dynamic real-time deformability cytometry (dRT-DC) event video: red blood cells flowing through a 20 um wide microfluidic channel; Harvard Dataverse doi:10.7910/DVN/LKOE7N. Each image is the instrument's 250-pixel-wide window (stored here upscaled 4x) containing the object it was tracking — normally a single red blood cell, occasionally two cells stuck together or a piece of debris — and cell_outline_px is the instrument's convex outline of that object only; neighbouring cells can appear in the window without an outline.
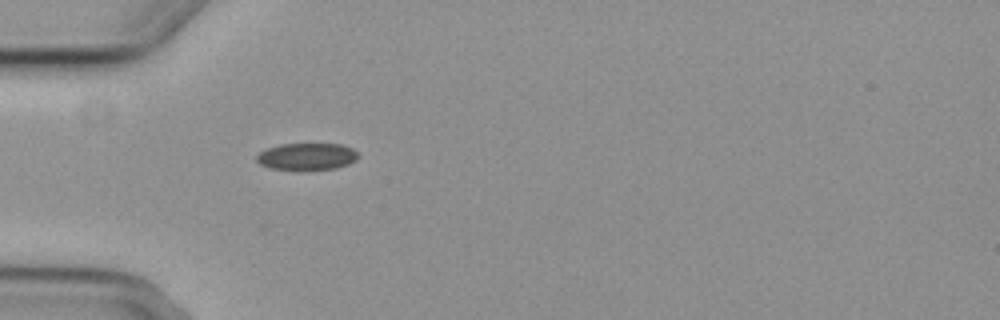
{"species": "common noctule bat (a hibernating species)", "species_latin": "Nyctalus noctula", "temperature_condition": "cold", "stored_images_in_passage": 1, "camera_frame_rate_fps": 3000, "um_per_image_px": 0.085, "animal": {"sex": "female", "body_mass_g": 29.2, "forearm_length_mm": 56.3}, "frame": {"image": 1, "passage_image": 1, "time_ms": 0.0, "image_size_px": [1000, 320], "cell_outline_px": [[360, 156], [356, 160], [348, 164], [336, 168], [272, 168], [260, 164], [256, 160], [256, 156], [260, 152], [268, 148], [280, 144], [340, 144], [352, 148]], "centroid_in_image_um": [26.11, 13.27], "position_along_channel_um": 58.9, "area_um2": 15.43}}